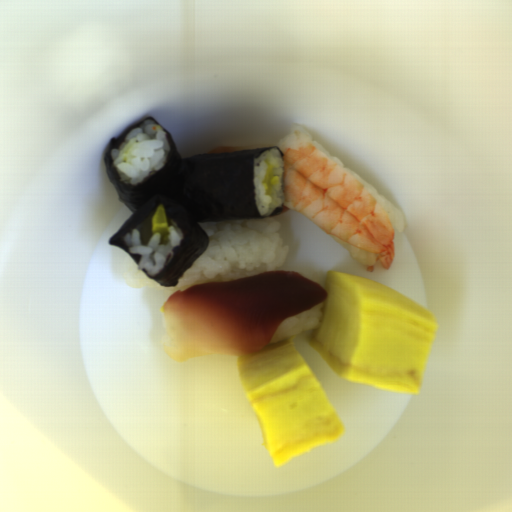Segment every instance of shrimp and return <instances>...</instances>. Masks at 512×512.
Segmentation results:
<instances>
[{
    "label": "shrimp",
    "mask_w": 512,
    "mask_h": 512,
    "mask_svg": "<svg viewBox=\"0 0 512 512\" xmlns=\"http://www.w3.org/2000/svg\"><path fill=\"white\" fill-rule=\"evenodd\" d=\"M277 148L283 154V205L312 221L325 234L373 252L388 269L395 259V232L369 190L309 137L293 131Z\"/></svg>",
    "instance_id": "a79e029a"
}]
</instances>
